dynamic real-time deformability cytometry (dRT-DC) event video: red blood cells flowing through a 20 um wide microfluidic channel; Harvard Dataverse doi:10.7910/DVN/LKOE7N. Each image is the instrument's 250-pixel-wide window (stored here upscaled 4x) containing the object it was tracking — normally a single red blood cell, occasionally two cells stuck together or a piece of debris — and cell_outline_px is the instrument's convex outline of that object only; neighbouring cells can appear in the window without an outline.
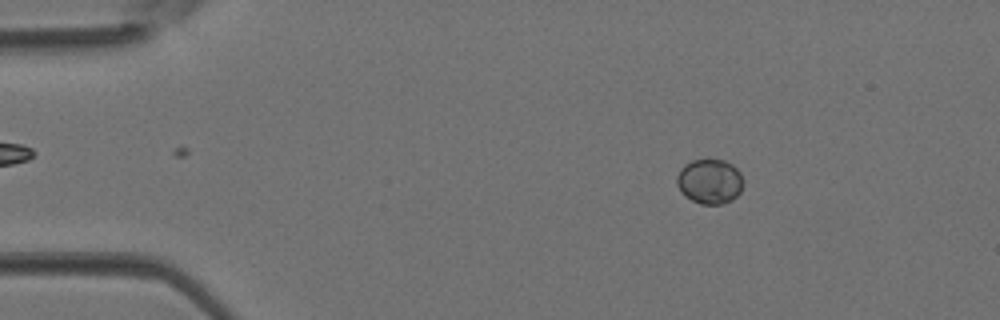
{"species": "Egyptian fruit bat (a non-hibernating species)", "species_latin": "Rousettus aegyptiacus", "temperature_condition": "room temperature", "stored_images_in_passage": 2, "camera_frame_rate_fps": 3000, "um_per_image_px": 0.085, "animal": {"sex": "female"}, "frame": {"image": 1, "passage_image": 1, "time_ms": 0.0, "image_size_px": [1000, 320], "cell_outline_px": [[744, 184], [740, 192], [732, 200], [724, 204], [700, 204], [684, 196], [680, 192], [676, 184], [676, 176], [680, 168], [684, 164], [692, 160], [724, 160], [732, 164], [740, 172]], "centroid_in_image_um": [60.3, 15.43], "position_along_channel_um": 24.7, "area_um2": 17.63}}